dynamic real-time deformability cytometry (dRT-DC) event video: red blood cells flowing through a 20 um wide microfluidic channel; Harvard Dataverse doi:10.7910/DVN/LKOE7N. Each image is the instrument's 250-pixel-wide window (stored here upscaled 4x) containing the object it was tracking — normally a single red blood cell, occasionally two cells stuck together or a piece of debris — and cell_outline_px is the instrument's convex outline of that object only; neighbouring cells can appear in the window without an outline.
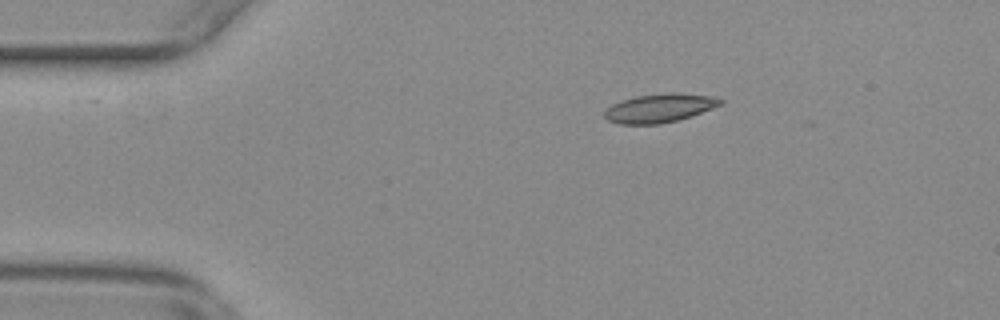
{"species": "common noctule bat (a hibernating species)", "species_latin": "Nyctalus noctula", "temperature_condition": "warm", "stored_images_in_passage": 5, "camera_frame_rate_fps": 3000, "um_per_image_px": 0.085, "animal": {"sex": "female", "body_mass_g": 29.2, "forearm_length_mm": 56.3}, "frame": {"image": 1, "passage_image": 4, "time_ms": 1.0, "image_size_px": [1000, 320], "cell_outline_px": [[724, 104], [692, 116], [660, 124], [620, 124], [608, 120], [604, 116], [604, 112], [612, 104], [636, 96], [672, 92], [676, 92], [712, 96], [724, 100]], "centroid_in_image_um": [56.11, 9.18], "position_along_channel_um": 28.9, "area_um2": 19.36}}